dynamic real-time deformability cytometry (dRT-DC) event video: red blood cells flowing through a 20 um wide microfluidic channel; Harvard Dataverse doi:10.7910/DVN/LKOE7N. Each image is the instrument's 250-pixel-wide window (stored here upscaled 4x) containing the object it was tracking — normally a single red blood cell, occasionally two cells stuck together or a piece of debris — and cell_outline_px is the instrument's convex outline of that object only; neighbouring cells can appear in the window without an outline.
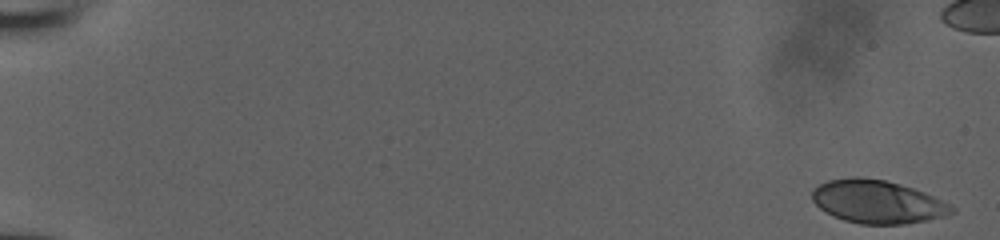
{"species": "human", "species_latin": "Homo sapiens", "temperature_condition": "room temperature", "stored_images_in_passage": 48, "camera_frame_rate_fps": 3000, "um_per_image_px": 0.085, "donor": {"sex": "male"}, "frame": {"image": 1, "passage_image": 1, "time_ms": 0.0, "image_size_px": [1000, 240], "cell_outline_px": [[956, 212], [944, 216], [928, 220], [904, 224], [860, 224], [844, 220], [832, 216], [820, 208], [812, 200], [812, 188], [828, 180], [852, 176], [860, 176], [884, 180], [900, 184], [924, 192], [956, 208]], "centroid_in_image_um": [74.55, 17.15], "position_along_channel_um": 10.4, "area_um2": 35.14}}
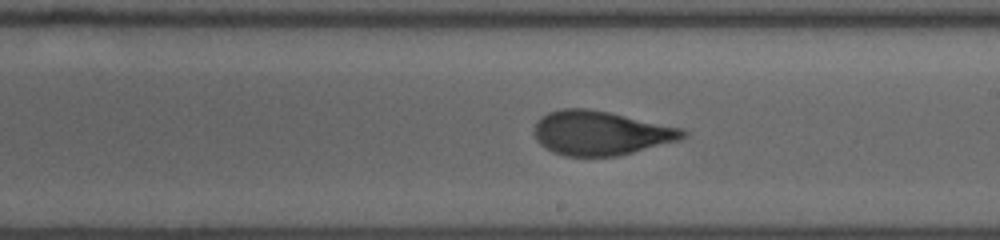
{"frame": {"image": 2, "passage_image": 32, "time_ms": 10.333, "image_size_px": [1000, 240], "cell_outline_px": [[688, 136], [680, 140], [616, 156], [564, 156], [552, 152], [544, 148], [536, 140], [532, 132], [540, 116], [548, 112], [564, 108], [588, 108], [608, 112], [684, 128], [688, 132]], "centroid_in_image_um": [51.04, 11.3], "position_along_channel_um": 238.0, "area_um2": 38.55}}
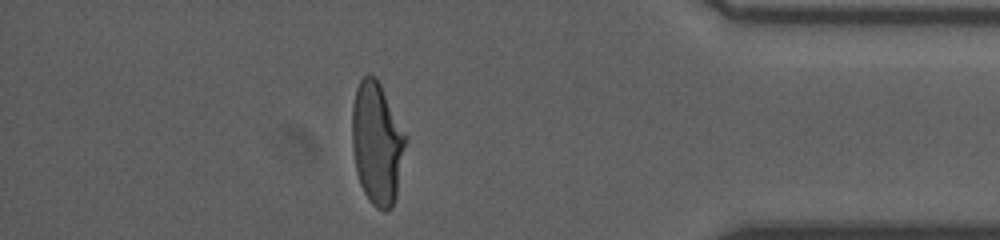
{"frame": {"image": 3, "passage_image": 46, "time_ms": 15.0, "image_size_px": [1000, 240], "cell_outline_px": [[408, 140], [396, 196], [392, 208], [384, 212], [376, 208], [368, 200], [360, 184], [356, 172], [352, 148], [352, 108], [356, 88], [360, 80], [368, 72], [380, 84], [408, 136]], "centroid_in_image_um": [32.06, 12.2], "position_along_channel_um": 403.1, "area_um2": 38.67}}